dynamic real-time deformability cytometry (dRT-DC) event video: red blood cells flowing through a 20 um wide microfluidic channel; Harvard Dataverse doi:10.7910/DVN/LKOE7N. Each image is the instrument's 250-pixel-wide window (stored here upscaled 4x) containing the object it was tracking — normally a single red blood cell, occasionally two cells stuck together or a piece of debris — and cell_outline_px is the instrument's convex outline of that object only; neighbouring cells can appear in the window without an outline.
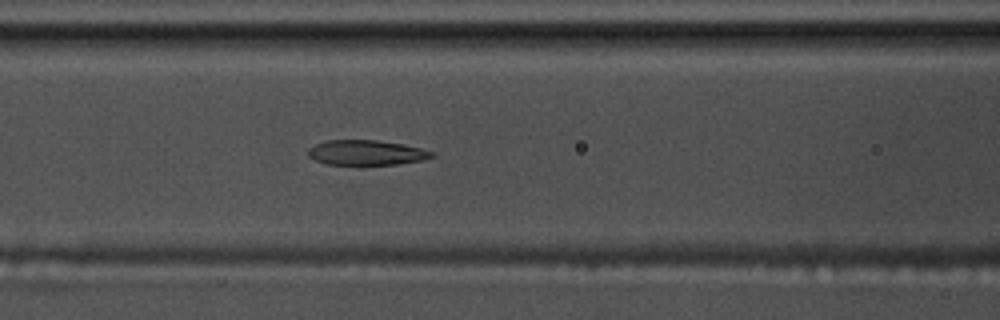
{"species": "common noctule bat (a hibernating species)", "species_latin": "Nyctalus noctula", "temperature_condition": "warm", "stored_images_in_passage": 36, "camera_frame_rate_fps": 3000, "um_per_image_px": 0.085, "animal": {"sex": "male", "body_mass_g": 17.5, "forearm_length_mm": 52.3}, "frame": {"image": 1, "passage_image": 13, "time_ms": 4.0, "image_size_px": [1000, 320], "cell_outline_px": [[436, 156], [424, 160], [396, 164], [328, 164], [316, 160], [308, 156], [308, 148], [316, 144], [328, 140], [376, 140], [400, 144], [420, 148], [436, 152]], "centroid_in_image_um": [31.17, 12.97], "position_along_channel_um": 135.4, "area_um2": 17.86}}
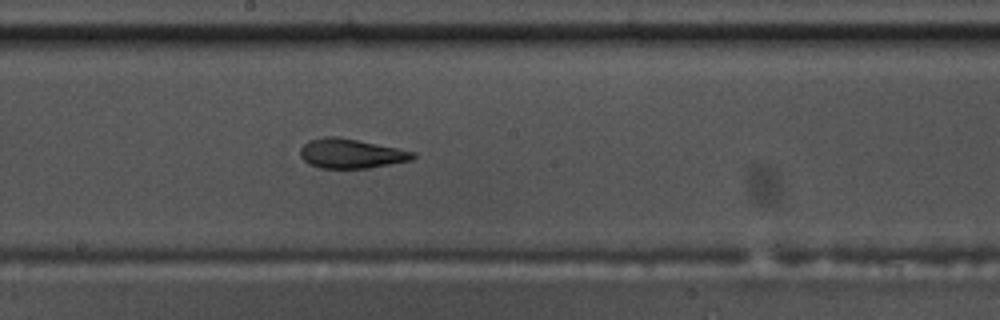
{"frame": {"image": 2, "passage_image": 20, "time_ms": 6.333, "image_size_px": [1000, 320], "cell_outline_px": [[416, 156], [412, 160], [368, 168], [320, 168], [308, 164], [300, 156], [300, 148], [308, 140], [324, 136], [336, 136], [416, 152]], "centroid_in_image_um": [29.8, 13.05], "position_along_channel_um": 218.4, "area_um2": 19.31}}
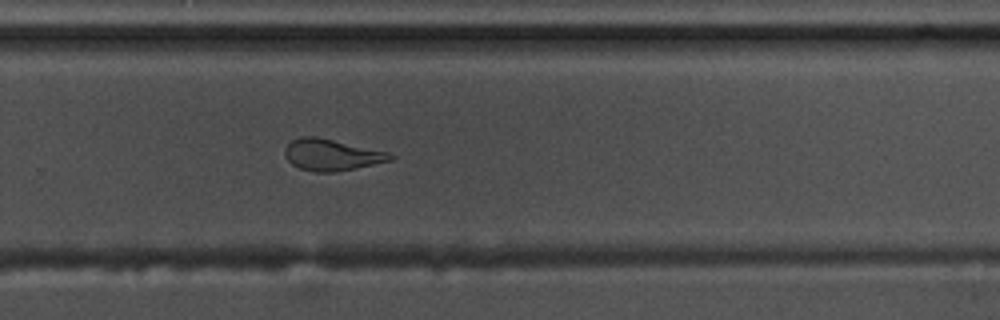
{"frame": {"image": 3, "passage_image": 27, "time_ms": 8.667, "image_size_px": [1000, 320], "cell_outline_px": [[396, 156], [392, 160], [356, 168], [336, 172], [316, 172], [300, 168], [292, 164], [284, 156], [284, 148], [292, 140], [304, 136], [316, 136], [388, 152]], "centroid_in_image_um": [28.18, 13.16], "position_along_channel_um": 301.6, "area_um2": 19.25}, "authors_computed_cell_mechanics": {"area_um2": 19.1318, "velocity_mm_per_s": 3.5691, "shape_relaxation_time_tau1_ms": null, "shape_relaxation_time_tau2_ms": 1.8463, "deformation_change_tau1": null, "deformation_change_tau2": 0.0871}}